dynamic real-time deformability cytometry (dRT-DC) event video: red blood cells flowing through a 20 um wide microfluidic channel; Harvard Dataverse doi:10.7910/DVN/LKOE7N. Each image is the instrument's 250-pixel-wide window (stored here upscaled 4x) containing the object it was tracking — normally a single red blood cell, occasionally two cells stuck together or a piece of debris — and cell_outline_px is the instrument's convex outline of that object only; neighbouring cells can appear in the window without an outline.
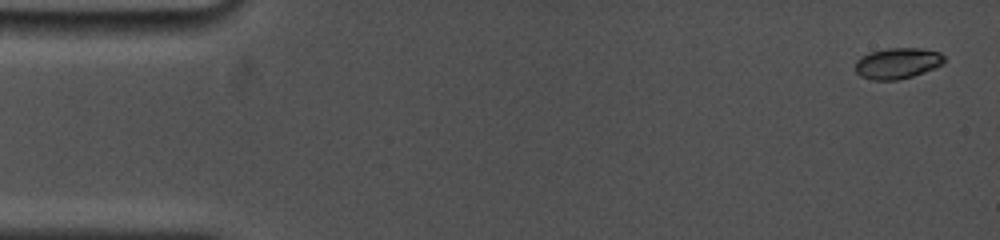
{"species": "common noctule bat (a hibernating species)", "species_latin": "Nyctalus noctula", "temperature_condition": "cold", "stored_images_in_passage": 23, "camera_frame_rate_fps": 5000, "um_per_image_px": 0.085, "animal": {"sex": "female", "body_mass_g": 19.0, "forearm_length_mm": 53.3}, "frame": {"image": 1, "passage_image": 1, "time_ms": 0.0, "image_size_px": [1000, 240], "cell_outline_px": [[944, 64], [936, 68], [912, 76], [896, 80], [872, 80], [860, 76], [856, 72], [856, 60], [860, 56], [872, 52], [888, 48], [920, 48], [940, 52], [944, 56]], "centroid_in_image_um": [76.3, 5.38], "position_along_channel_um": 8.7, "area_um2": 16.07}}
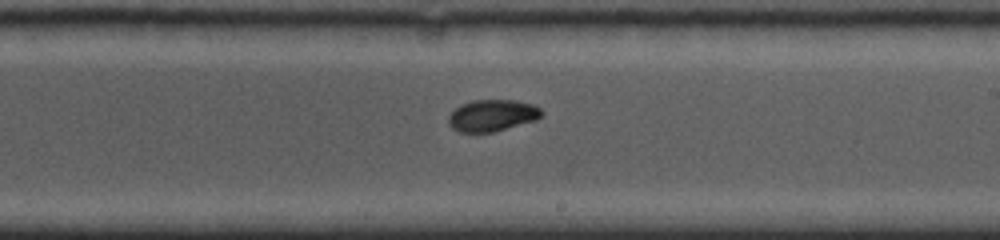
{"frame": {"image": 2, "passage_image": 13, "time_ms": 9.6, "image_size_px": [1000, 240], "cell_outline_px": [[544, 116], [536, 120], [492, 132], [460, 132], [452, 128], [448, 124], [448, 116], [460, 104], [472, 100], [516, 100], [532, 104], [540, 108], [544, 112]], "centroid_in_image_um": [41.85, 9.8], "position_along_channel_um": 247.1, "area_um2": 17.28}}
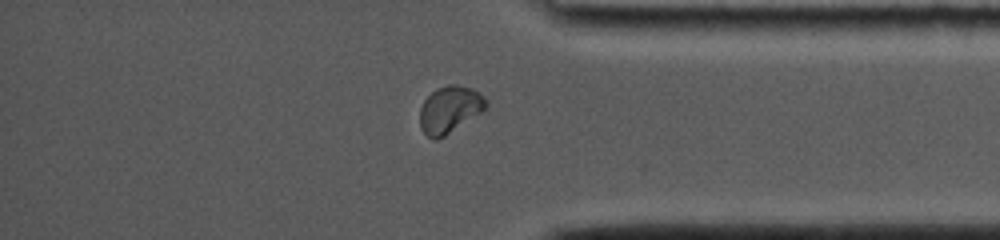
{"frame": {"image": 3, "passage_image": 22, "time_ms": 13.6, "image_size_px": [1000, 240], "cell_outline_px": [[488, 104], [480, 112], [444, 136], [436, 140], [432, 140], [420, 128], [420, 108], [424, 100], [436, 88], [448, 84], [456, 84], [472, 88], [484, 96]], "centroid_in_image_um": [38.19, 9.29], "position_along_channel_um": 397.0, "area_um2": 17.86}, "authors_computed_cell_mechanics": {"area_um2": 17.1088, "velocity_mm_per_s": 3.7978, "shape_relaxation_time_tau1_ms": 4.4484, "shape_relaxation_time_tau2_ms": 3.3426, "deformation_change_tau1": 0.1263, "deformation_change_tau2": 0.0471}}